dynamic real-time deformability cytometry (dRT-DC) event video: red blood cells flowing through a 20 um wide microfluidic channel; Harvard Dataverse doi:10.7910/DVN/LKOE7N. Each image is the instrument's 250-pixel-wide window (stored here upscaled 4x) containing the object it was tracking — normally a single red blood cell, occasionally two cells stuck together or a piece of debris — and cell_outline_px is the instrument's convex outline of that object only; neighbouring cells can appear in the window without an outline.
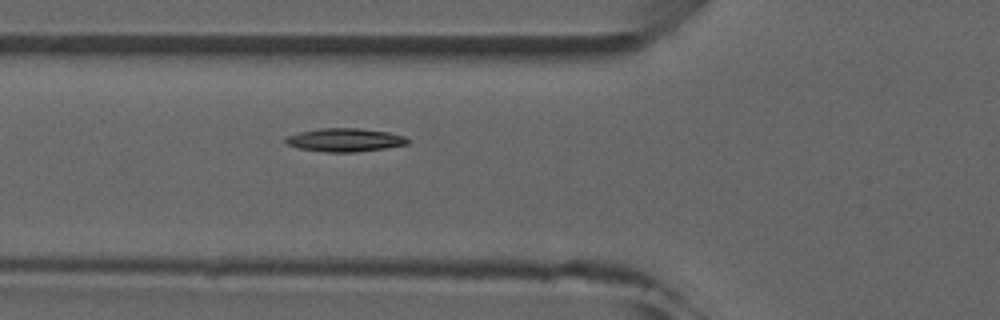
{"species": "common noctule bat (a hibernating species)", "species_latin": "Nyctalus noctula", "temperature_condition": "room temperature", "stored_images_in_passage": 5, "camera_frame_rate_fps": 3000, "um_per_image_px": 0.085, "animal": {"sex": "male", "forearm_length_mm": 52.5}, "frame": {"image": 1, "passage_image": 5, "time_ms": 5.0, "image_size_px": [1000, 320], "cell_outline_px": [[408, 144], [384, 148], [356, 152], [324, 152], [296, 148], [288, 144], [284, 140], [288, 136], [300, 132], [320, 128], [360, 128], [388, 132], [404, 136], [408, 140]], "centroid_in_image_um": [29.3, 11.9], "position_along_channel_um": 96.5, "area_um2": 16.53}}